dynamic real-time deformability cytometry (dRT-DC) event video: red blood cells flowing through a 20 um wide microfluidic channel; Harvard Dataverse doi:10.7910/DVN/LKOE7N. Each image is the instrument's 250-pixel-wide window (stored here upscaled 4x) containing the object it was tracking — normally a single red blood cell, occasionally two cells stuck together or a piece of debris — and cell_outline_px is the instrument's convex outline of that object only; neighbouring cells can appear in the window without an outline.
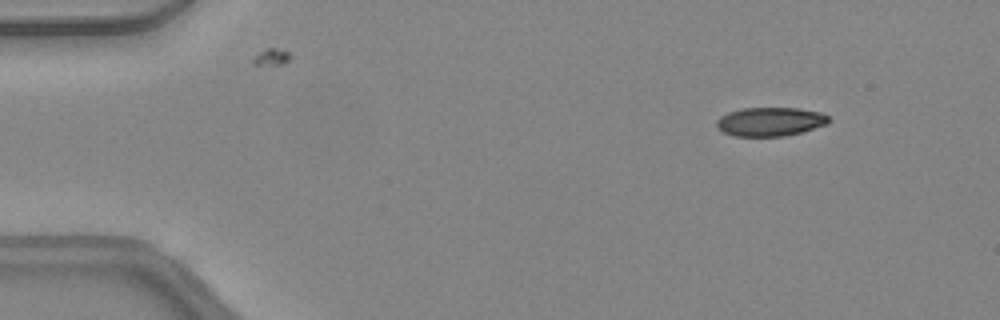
{"species": "common noctule bat (a hibernating species)", "species_latin": "Nyctalus noctula", "temperature_condition": "warm", "stored_images_in_passage": 42, "camera_frame_rate_fps": 3000, "um_per_image_px": 0.085, "animal": {"sex": "female", "body_mass_g": 24.6, "forearm_length_mm": 56.2}, "frame": {"image": 1, "passage_image": 1, "time_ms": 0.0, "image_size_px": [1000, 320], "cell_outline_px": [[832, 120], [828, 124], [800, 132], [784, 136], [732, 136], [716, 128], [716, 120], [720, 116], [728, 112], [744, 108], [800, 108], [820, 112], [828, 116]], "centroid_in_image_um": [65.46, 10.34], "position_along_channel_um": 19.5, "area_um2": 18.96}}
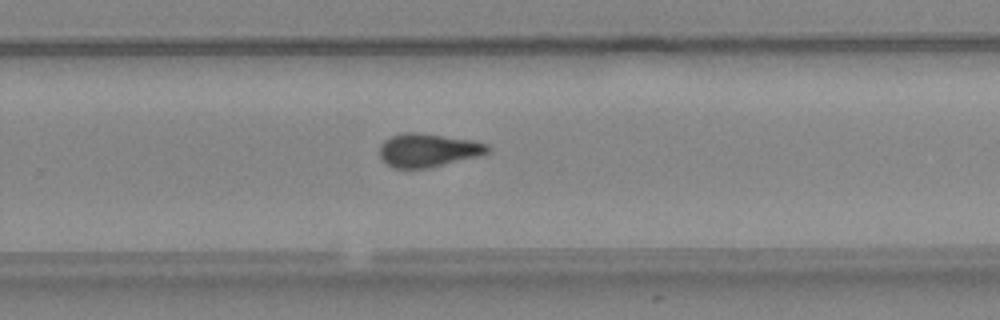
{"frame": {"image": 2, "passage_image": 26, "time_ms": 8.333, "image_size_px": [1000, 320], "cell_outline_px": [[488, 152], [480, 156], [428, 168], [392, 168], [380, 156], [380, 144], [384, 140], [392, 136], [404, 132], [420, 132], [472, 140], [488, 144]], "centroid_in_image_um": [36.38, 12.76], "position_along_channel_um": 293.4, "area_um2": 21.04}}
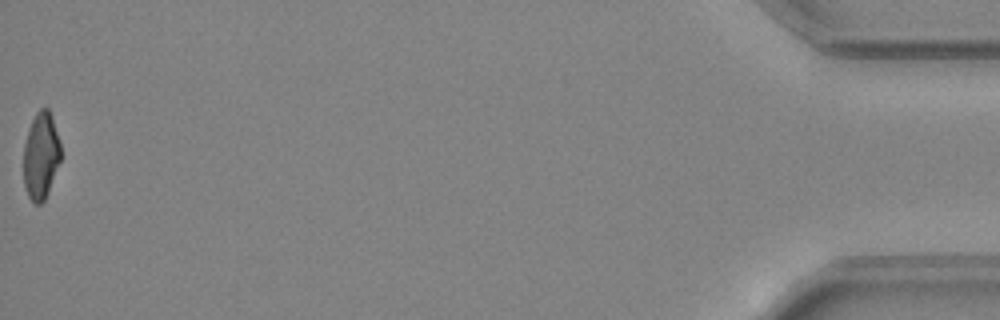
{"frame": {"image": 3, "passage_image": 42, "time_ms": 13.667, "image_size_px": [1000, 320], "cell_outline_px": [[60, 160], [48, 192], [44, 200], [40, 204], [36, 204], [28, 196], [24, 184], [24, 144], [28, 128], [36, 112], [40, 108], [48, 108], [52, 116], [60, 140]], "centroid_in_image_um": [3.48, 13.2], "position_along_channel_um": 431.7, "area_um2": 18.79}, "authors_computed_cell_mechanics": {"area_um2": 21.097, "velocity_mm_per_s": 4.4682, "shape_relaxation_time_tau1_ms": 9.9758, "shape_relaxation_time_tau2_ms": 2.6126, "deformation_change_tau1": 0.2557, "deformation_change_tau2": 0.0892}}